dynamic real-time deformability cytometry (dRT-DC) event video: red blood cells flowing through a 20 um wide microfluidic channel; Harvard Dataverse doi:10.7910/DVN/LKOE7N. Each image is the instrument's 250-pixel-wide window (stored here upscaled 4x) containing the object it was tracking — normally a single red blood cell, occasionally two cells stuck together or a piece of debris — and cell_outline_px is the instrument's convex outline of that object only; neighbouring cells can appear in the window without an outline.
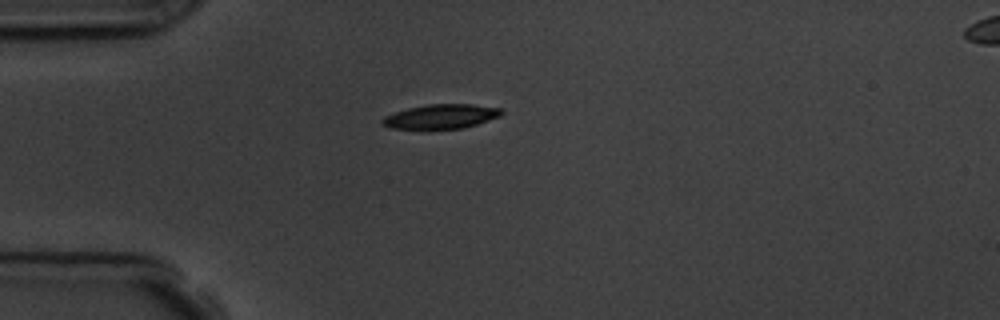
{"species": "common noctule bat (a hibernating species)", "species_latin": "Nyctalus noctula", "temperature_condition": "room temperature", "stored_images_in_passage": 3, "camera_frame_rate_fps": 3000, "um_per_image_px": 0.085, "animal": {"sex": "male", "body_mass_g": 19.5, "forearm_length_mm": 54.6}, "frame": {"image": 1, "passage_image": 3, "time_ms": 2.333, "image_size_px": [1000, 320], "cell_outline_px": [[504, 112], [500, 116], [476, 124], [460, 128], [392, 128], [380, 124], [380, 120], [384, 116], [408, 108], [428, 104], [472, 104], [504, 108]], "centroid_in_image_um": [37.51, 9.88], "position_along_channel_um": 47.5, "area_um2": 16.76}}